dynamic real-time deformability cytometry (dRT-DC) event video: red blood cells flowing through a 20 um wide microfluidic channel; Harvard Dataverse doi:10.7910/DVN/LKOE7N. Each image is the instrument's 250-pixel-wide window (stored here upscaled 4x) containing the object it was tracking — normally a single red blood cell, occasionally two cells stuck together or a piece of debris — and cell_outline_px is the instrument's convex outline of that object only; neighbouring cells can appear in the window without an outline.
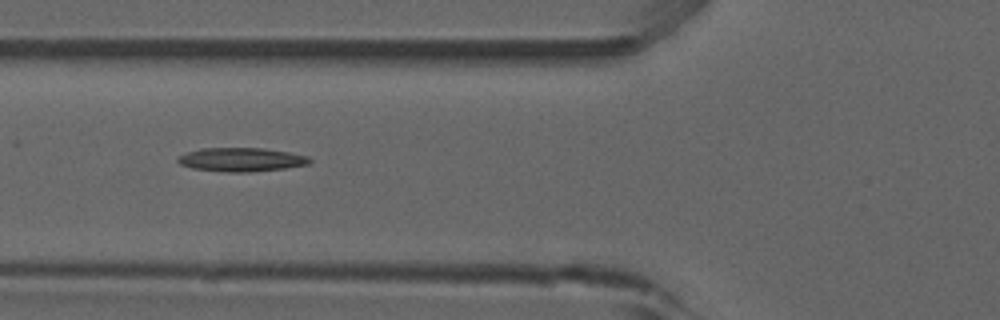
{"species": "common noctule bat (a hibernating species)", "species_latin": "Nyctalus noctula", "temperature_condition": "room temperature", "stored_images_in_passage": 39, "camera_frame_rate_fps": 3000, "um_per_image_px": 0.085, "animal": {"sex": "male", "forearm_length_mm": 52.5}, "frame": {"image": 1, "passage_image": 6, "time_ms": 1.667, "image_size_px": [1000, 320], "cell_outline_px": [[312, 160], [308, 164], [284, 168], [248, 172], [228, 172], [192, 168], [180, 164], [176, 160], [180, 156], [188, 152], [200, 148], [264, 148], [288, 152], [308, 156]], "centroid_in_image_um": [20.51, 13.56], "position_along_channel_um": 105.3, "area_um2": 18.09}}